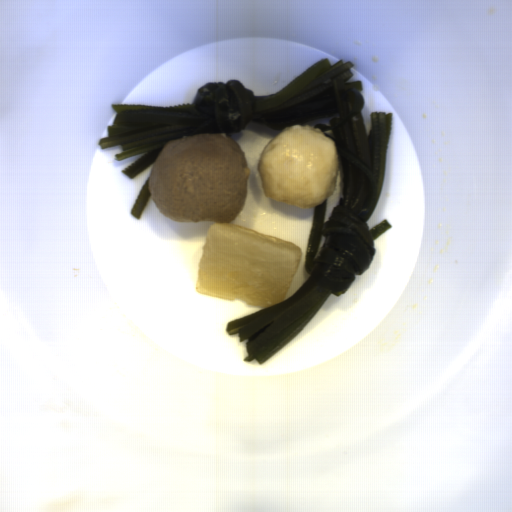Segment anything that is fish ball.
Wrapping results in <instances>:
<instances>
[{"mask_svg": "<svg viewBox=\"0 0 512 512\" xmlns=\"http://www.w3.org/2000/svg\"><path fill=\"white\" fill-rule=\"evenodd\" d=\"M257 169L265 196L301 209L313 208L336 188L338 148L321 129L288 126L266 144Z\"/></svg>", "mask_w": 512, "mask_h": 512, "instance_id": "29854b86", "label": "fish ball"}]
</instances>
